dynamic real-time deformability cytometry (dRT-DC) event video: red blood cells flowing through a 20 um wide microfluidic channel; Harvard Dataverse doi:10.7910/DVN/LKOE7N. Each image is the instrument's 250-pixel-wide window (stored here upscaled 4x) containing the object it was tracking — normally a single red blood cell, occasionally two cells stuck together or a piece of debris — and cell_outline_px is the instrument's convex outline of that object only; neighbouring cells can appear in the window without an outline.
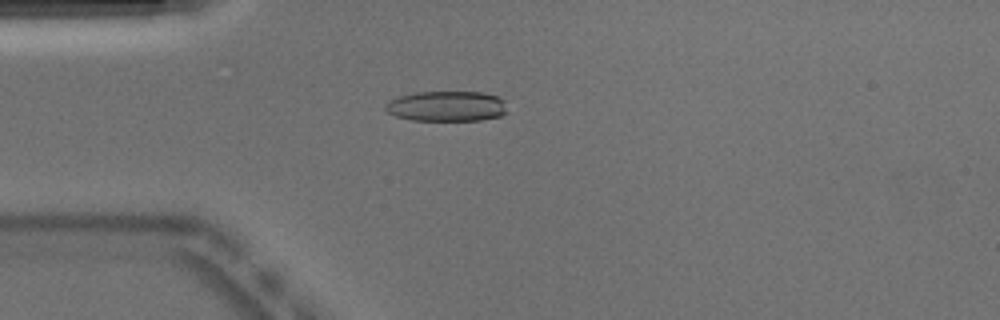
{"species": "Egyptian fruit bat (a non-hibernating species)", "species_latin": "Rousettus aegyptiacus", "temperature_condition": "warm", "stored_images_in_passage": 41, "camera_frame_rate_fps": 3000, "um_per_image_px": 0.085, "animal": {"sex": "male"}, "frame": {"image": 1, "passage_image": 4, "time_ms": 1.0, "image_size_px": [1000, 320], "cell_outline_px": [[508, 112], [500, 116], [480, 120], [412, 120], [396, 116], [388, 112], [384, 108], [384, 104], [400, 96], [416, 92], [480, 92], [500, 96], [504, 100]], "centroid_in_image_um": [38.01, 9.02], "position_along_channel_um": 47.0, "area_um2": 21.56}}
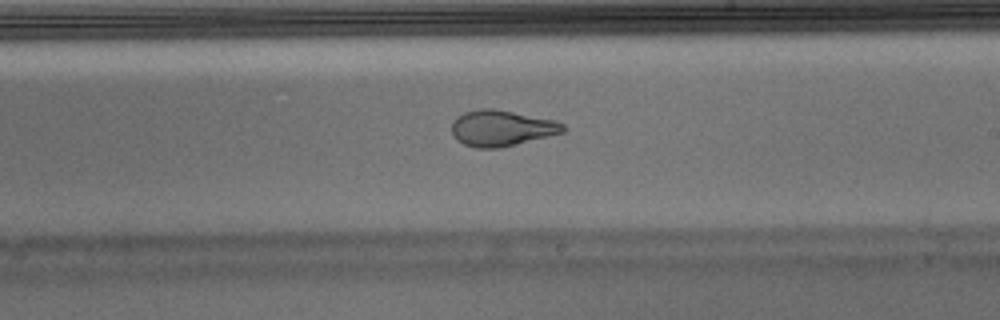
{"frame": {"image": 2, "passage_image": 20, "time_ms": 6.333, "image_size_px": [1000, 320], "cell_outline_px": [[568, 128], [564, 132], [516, 144], [496, 148], [476, 148], [464, 144], [456, 140], [452, 136], [452, 120], [456, 116], [464, 112], [480, 108], [492, 108], [556, 120], [564, 124]], "centroid_in_image_um": [42.61, 10.88], "position_along_channel_um": 246.4, "area_um2": 23.47}}
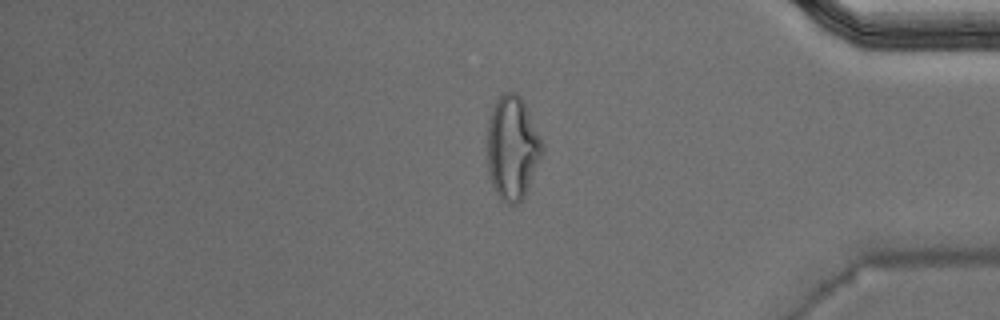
{"frame": {"image": 3, "passage_image": 33, "time_ms": 10.667, "image_size_px": [1000, 320], "cell_outline_px": [[544, 152], [524, 196], [516, 204], [508, 204], [496, 192], [492, 184], [488, 172], [488, 124], [492, 108], [500, 92], [516, 92], [524, 100], [544, 144]], "centroid_in_image_um": [43.57, 12.51], "position_along_channel_um": 391.6, "area_um2": 33.29}, "authors_computed_cell_mechanics": {"area_um2": 23.4668, "velocity_mm_per_s": 3.9571, "shape_relaxation_time_tau1_ms": null, "shape_relaxation_time_tau2_ms": 1.2831, "deformation_change_tau1": null, "deformation_change_tau2": 0.0887}}